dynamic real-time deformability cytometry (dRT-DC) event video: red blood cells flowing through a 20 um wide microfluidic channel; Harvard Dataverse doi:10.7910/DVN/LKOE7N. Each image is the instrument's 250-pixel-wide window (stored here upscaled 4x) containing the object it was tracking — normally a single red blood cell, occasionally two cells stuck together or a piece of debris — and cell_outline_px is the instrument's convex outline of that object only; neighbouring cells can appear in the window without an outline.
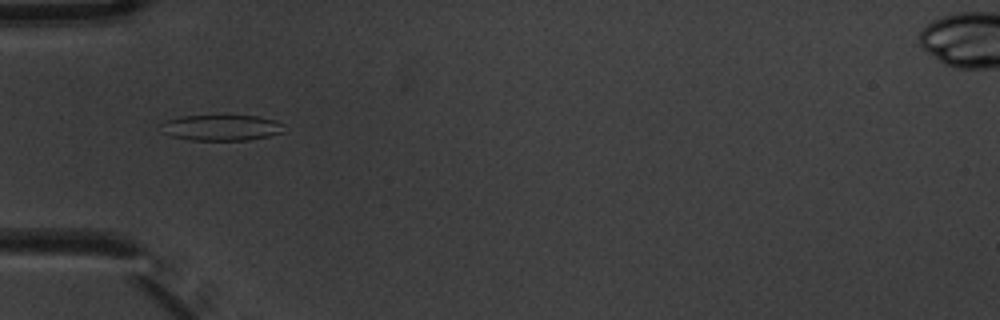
{"species": "common noctule bat (a hibernating species)", "species_latin": "Nyctalus noctula", "temperature_condition": "warm", "stored_images_in_passage": 5, "camera_frame_rate_fps": 3000, "um_per_image_px": 0.085, "animal": {"sex": "male", "body_mass_g": 20.1, "forearm_length_mm": 53.5}, "frame": {"image": 1, "passage_image": 5, "time_ms": 1.333, "image_size_px": [1000, 320], "cell_outline_px": [[284, 132], [268, 136], [248, 140], [188, 140], [172, 136], [164, 132], [160, 124], [164, 120], [180, 116], [256, 116], [276, 120], [284, 124]], "centroid_in_image_um": [18.82, 10.85], "position_along_channel_um": 66.2, "area_um2": 18.55}}